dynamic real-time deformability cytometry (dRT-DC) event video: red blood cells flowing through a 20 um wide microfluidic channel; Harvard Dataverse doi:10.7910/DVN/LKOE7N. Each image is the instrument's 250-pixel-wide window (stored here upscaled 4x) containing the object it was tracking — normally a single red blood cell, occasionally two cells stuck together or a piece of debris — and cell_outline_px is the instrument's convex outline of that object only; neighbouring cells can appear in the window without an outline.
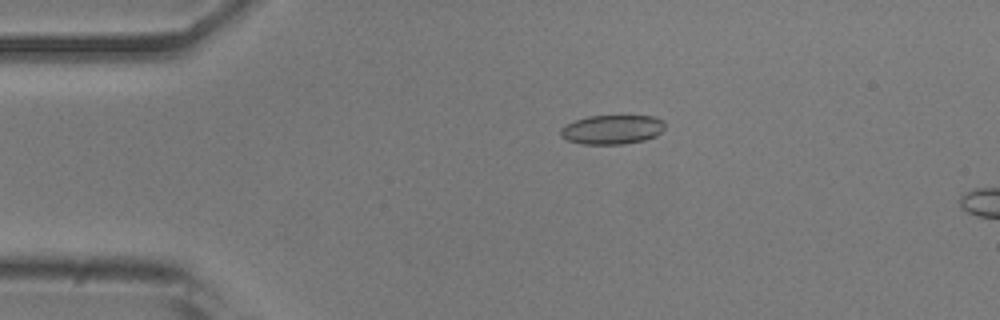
{"species": "common noctule bat (a hibernating species)", "species_latin": "Nyctalus noctula", "temperature_condition": "room temperature", "stored_images_in_passage": 15, "camera_frame_rate_fps": 3000, "um_per_image_px": 0.085, "animal": {"sex": "male", "body_mass_g": 20.5, "forearm_length_mm": 52.5}, "frame": {"image": 1, "passage_image": 11, "time_ms": 3.333, "image_size_px": [1000, 320], "cell_outline_px": [[664, 128], [656, 136], [644, 140], [624, 144], [584, 144], [568, 140], [560, 136], [560, 128], [576, 120], [588, 116], [652, 116], [664, 120]], "centroid_in_image_um": [52.04, 11.01], "position_along_channel_um": 33.0, "area_um2": 17.69}}